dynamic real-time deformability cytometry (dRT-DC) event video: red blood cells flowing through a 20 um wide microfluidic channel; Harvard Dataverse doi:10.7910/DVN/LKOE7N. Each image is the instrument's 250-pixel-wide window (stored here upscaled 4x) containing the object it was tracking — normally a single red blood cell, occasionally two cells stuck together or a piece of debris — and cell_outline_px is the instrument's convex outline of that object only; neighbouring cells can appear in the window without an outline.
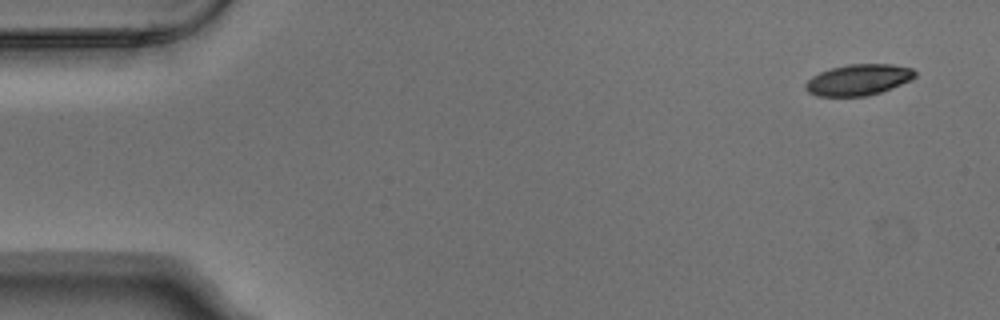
{"species": "Egyptian fruit bat (a non-hibernating species)", "species_latin": "Rousettus aegyptiacus", "temperature_condition": "warm", "stored_images_in_passage": 4, "camera_frame_rate_fps": 3000, "um_per_image_px": 0.085, "animal": {"sex": "male"}, "frame": {"image": 1, "passage_image": 1, "time_ms": 0.0, "image_size_px": [1000, 320], "cell_outline_px": [[916, 76], [912, 80], [892, 88], [868, 96], [816, 96], [808, 92], [804, 88], [804, 84], [812, 76], [820, 72], [832, 68], [848, 64], [892, 64], [912, 68], [916, 72]], "centroid_in_image_um": [72.97, 6.78], "position_along_channel_um": 12.0, "area_um2": 19.94}}
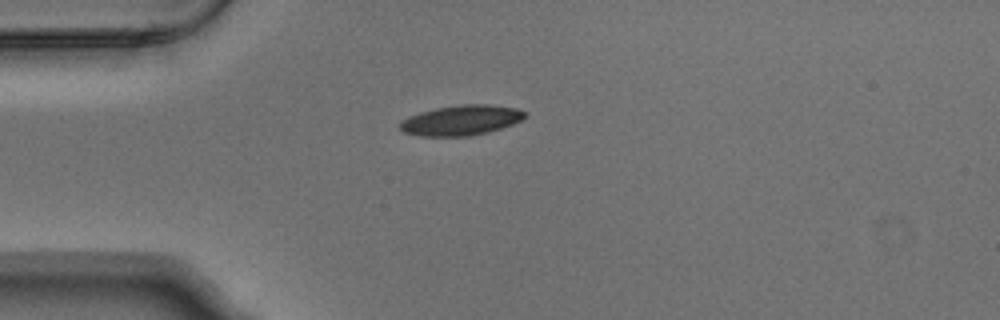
{"frame": {"image": 2, "passage_image": 4, "time_ms": 1.0, "image_size_px": [1000, 320], "cell_outline_px": [[528, 116], [512, 124], [488, 132], [468, 136], [420, 136], [404, 132], [400, 128], [400, 120], [408, 116], [420, 112], [436, 108], [460, 104], [488, 104], [516, 108], [528, 112]], "centroid_in_image_um": [39.2, 10.21], "position_along_channel_um": 45.8, "area_um2": 22.02}}